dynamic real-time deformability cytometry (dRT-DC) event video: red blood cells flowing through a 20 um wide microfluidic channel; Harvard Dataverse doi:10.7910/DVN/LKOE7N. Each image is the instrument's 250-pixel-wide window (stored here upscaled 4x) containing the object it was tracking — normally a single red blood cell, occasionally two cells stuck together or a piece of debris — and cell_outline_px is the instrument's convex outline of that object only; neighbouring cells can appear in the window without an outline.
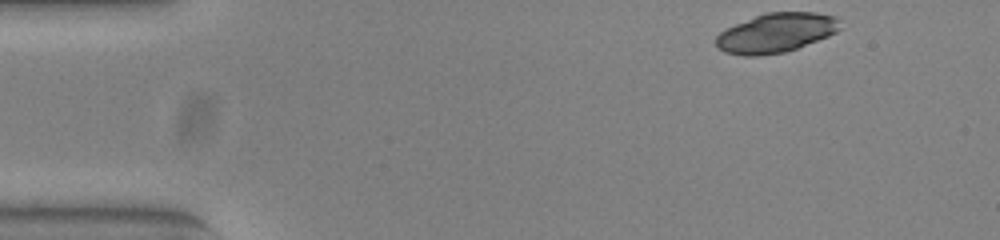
{"species": "common noctule bat (a hibernating species)", "species_latin": "Nyctalus noctula", "temperature_condition": "warm", "stored_images_in_passage": 48, "camera_frame_rate_fps": 3000, "um_per_image_px": 0.085, "animal": {"sex": "female", "body_mass_g": 23.0, "forearm_length_mm": 53.4}, "frame": {"image": 1, "passage_image": 1, "time_ms": 0.0, "image_size_px": [1000, 240], "cell_outline_px": [[844, 28], [828, 36], [796, 48], [784, 52], [756, 56], [744, 56], [724, 52], [716, 44], [716, 36], [720, 32], [736, 24], [764, 12], [816, 12], [836, 16], [840, 20]], "centroid_in_image_um": [66.01, 2.78], "position_along_channel_um": 19.0, "area_um2": 28.5}}